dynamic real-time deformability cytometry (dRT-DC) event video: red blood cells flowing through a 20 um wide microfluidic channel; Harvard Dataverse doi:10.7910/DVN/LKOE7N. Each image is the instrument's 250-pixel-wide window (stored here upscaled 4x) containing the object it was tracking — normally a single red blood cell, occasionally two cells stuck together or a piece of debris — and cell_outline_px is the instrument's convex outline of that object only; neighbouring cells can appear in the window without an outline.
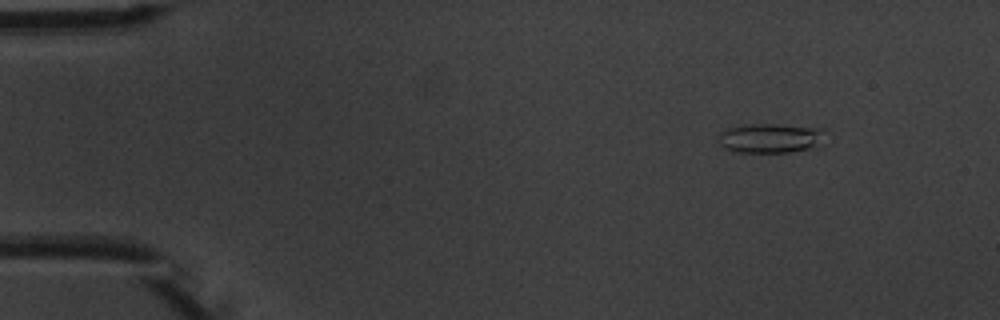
{"species": "common noctule bat (a hibernating species)", "species_latin": "Nyctalus noctula", "temperature_condition": "warm", "stored_images_in_passage": 6, "camera_frame_rate_fps": 3000, "um_per_image_px": 0.085, "animal": {"sex": "male", "body_mass_g": 20.1, "forearm_length_mm": 53.5}, "frame": {"image": 1, "passage_image": 1, "time_ms": 0.0, "image_size_px": [1000, 320], "cell_outline_px": [[824, 144], [816, 148], [788, 152], [736, 152], [720, 144], [720, 132], [724, 128], [748, 124], [780, 124], [824, 128]], "centroid_in_image_um": [65.57, 11.73], "position_along_channel_um": 19.4, "area_um2": 18.67}}
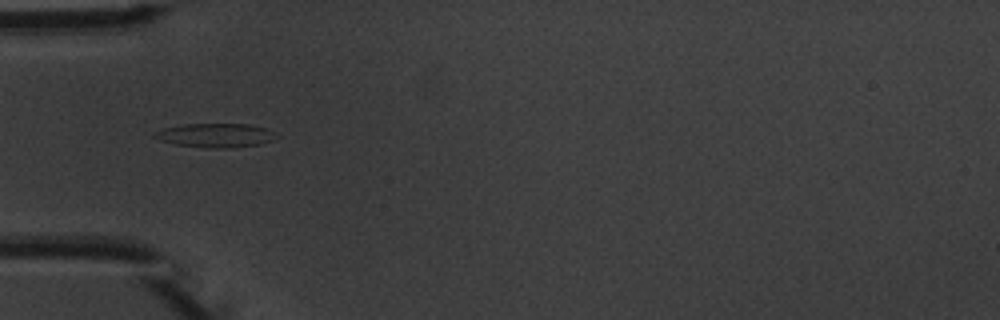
{"frame": {"image": 2, "passage_image": 4, "time_ms": 3.667, "image_size_px": [1000, 320], "cell_outline_px": [[280, 136], [272, 140], [260, 144], [232, 148], [208, 148], [176, 144], [160, 140], [152, 136], [152, 132], [164, 128], [180, 124], [248, 124], [268, 128], [276, 132]], "centroid_in_image_um": [18.35, 11.5], "position_along_channel_um": 66.7, "area_um2": 17.28}}
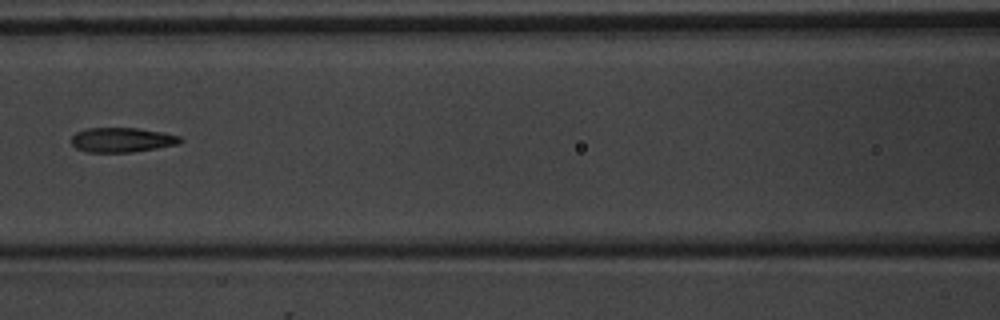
{"frame": {"image": 3, "passage_image": 6, "time_ms": 6.0, "image_size_px": [1000, 320], "cell_outline_px": [[184, 140], [180, 144], [132, 152], [88, 152], [76, 148], [72, 144], [72, 136], [76, 132], [88, 128], [136, 128], [164, 132], [180, 136]], "centroid_in_image_um": [10.4, 11.89], "position_along_channel_um": 156.2, "area_um2": 15.66}}